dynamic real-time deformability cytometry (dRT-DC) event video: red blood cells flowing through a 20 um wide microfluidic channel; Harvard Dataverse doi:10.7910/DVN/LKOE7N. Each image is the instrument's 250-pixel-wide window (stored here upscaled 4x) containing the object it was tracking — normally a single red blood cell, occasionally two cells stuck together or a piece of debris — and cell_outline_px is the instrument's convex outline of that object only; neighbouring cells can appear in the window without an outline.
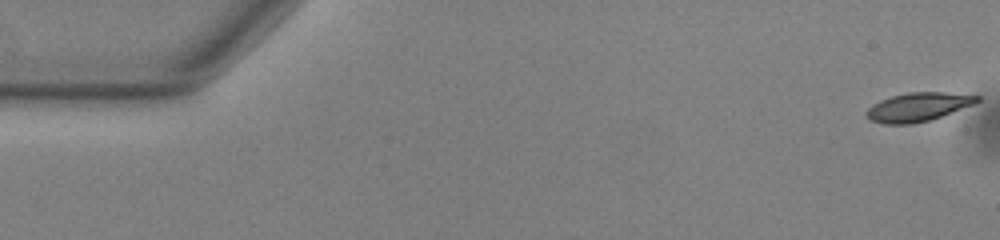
{"species": "common noctule bat (a hibernating species)", "species_latin": "Nyctalus noctula", "temperature_condition": "warm", "stored_images_in_passage": 55, "camera_frame_rate_fps": 3000, "um_per_image_px": 0.085, "animal": {"sex": "male", "body_mass_g": 13.0, "forearm_length_mm": 53.1}, "frame": {"image": 1, "passage_image": 1, "time_ms": 0.0, "image_size_px": [1000, 240], "cell_outline_px": [[980, 100], [976, 104], [928, 120], [912, 124], [884, 124], [872, 120], [864, 116], [864, 112], [872, 104], [880, 100], [892, 96], [908, 92], [944, 92], [980, 96]], "centroid_in_image_um": [78.01, 9.09], "position_along_channel_um": 7.0, "area_um2": 18.5}}
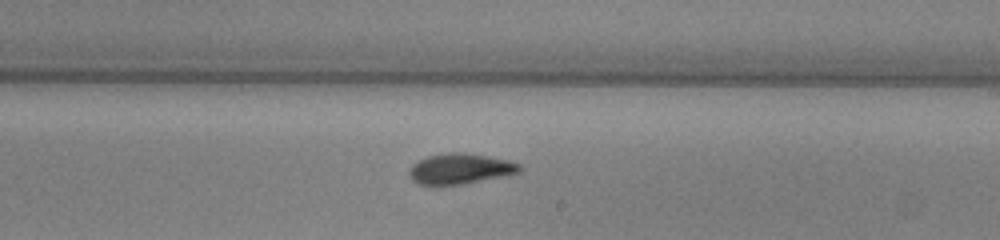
{"frame": {"image": 2, "passage_image": 32, "time_ms": 10.333, "image_size_px": [1000, 240], "cell_outline_px": [[520, 172], [464, 184], [436, 188], [416, 184], [408, 176], [408, 172], [412, 164], [416, 160], [428, 156], [448, 152], [464, 152], [488, 156], [508, 160], [520, 164]], "centroid_in_image_um": [39.0, 14.38], "position_along_channel_um": 250.0, "area_um2": 20.29}}
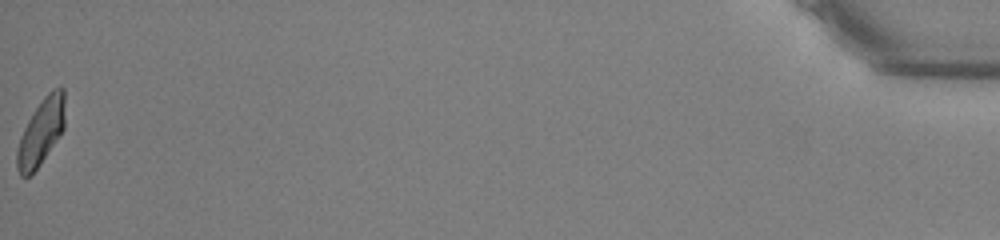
{"frame": {"image": 3, "passage_image": 55, "time_ms": 18.0, "image_size_px": [1000, 240], "cell_outline_px": [[64, 128], [40, 164], [28, 176], [20, 176], [16, 168], [16, 152], [20, 136], [28, 120], [40, 100], [52, 88], [60, 84], [64, 88]], "centroid_in_image_um": [3.48, 11.16], "position_along_channel_um": 431.7, "area_um2": 18.5}, "authors_computed_cell_mechanics": {"area_um2": 18.9584, "velocity_mm_per_s": 3.7622, "shape_relaxation_time_tau1_ms": 3.8411, "shape_relaxation_time_tau2_ms": 2.7649, "deformation_change_tau1": 0.1559, "deformation_change_tau2": 0.1014}}